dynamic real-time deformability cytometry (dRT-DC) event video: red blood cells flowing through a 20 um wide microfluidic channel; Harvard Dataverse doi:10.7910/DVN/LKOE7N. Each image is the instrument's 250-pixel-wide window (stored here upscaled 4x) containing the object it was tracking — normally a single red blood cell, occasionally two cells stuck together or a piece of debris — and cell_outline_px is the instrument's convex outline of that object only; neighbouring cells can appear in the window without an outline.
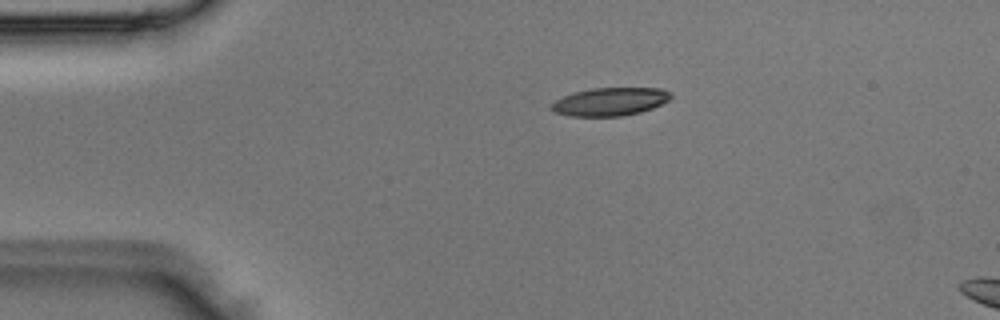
{"species": "Egyptian fruit bat (a non-hibernating species)", "species_latin": "Rousettus aegyptiacus", "temperature_condition": "room temperature", "stored_images_in_passage": 3, "segment_of_instrument_passage": [1, 2], "camera_frame_rate_fps": 3000, "um_per_image_px": 0.085, "animal": {"sex": "male"}, "frame": {"image": 1, "passage_image": 1, "time_ms": 0.0, "image_size_px": [1000, 320], "cell_outline_px": [[672, 96], [668, 100], [652, 108], [640, 112], [624, 116], [568, 116], [556, 112], [548, 108], [556, 100], [564, 96], [576, 92], [592, 88], [660, 88], [668, 92]], "centroid_in_image_um": [51.83, 8.65], "position_along_channel_um": 33.2, "area_um2": 19.36}}